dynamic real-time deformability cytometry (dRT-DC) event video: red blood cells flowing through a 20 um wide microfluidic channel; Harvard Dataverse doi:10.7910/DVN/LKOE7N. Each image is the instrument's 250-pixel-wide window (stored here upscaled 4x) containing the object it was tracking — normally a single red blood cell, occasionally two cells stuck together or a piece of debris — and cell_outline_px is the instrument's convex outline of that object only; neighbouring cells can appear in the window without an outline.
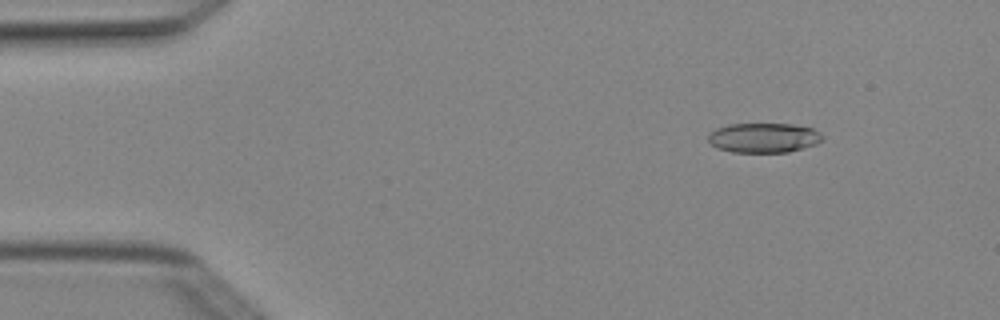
{"species": "Egyptian fruit bat (a non-hibernating species)", "species_latin": "Rousettus aegyptiacus", "temperature_condition": "cold", "stored_images_in_passage": 3, "camera_frame_rate_fps": 3000, "um_per_image_px": 0.085, "animal": {"sex": "female"}, "frame": {"image": 1, "passage_image": 1, "time_ms": 0.0, "image_size_px": [1000, 320], "cell_outline_px": [[824, 140], [816, 144], [788, 152], [732, 152], [716, 148], [708, 140], [708, 136], [716, 128], [728, 124], [792, 124], [812, 128], [820, 132], [824, 136]], "centroid_in_image_um": [64.94, 11.71], "position_along_channel_um": 20.1, "area_um2": 19.83}}